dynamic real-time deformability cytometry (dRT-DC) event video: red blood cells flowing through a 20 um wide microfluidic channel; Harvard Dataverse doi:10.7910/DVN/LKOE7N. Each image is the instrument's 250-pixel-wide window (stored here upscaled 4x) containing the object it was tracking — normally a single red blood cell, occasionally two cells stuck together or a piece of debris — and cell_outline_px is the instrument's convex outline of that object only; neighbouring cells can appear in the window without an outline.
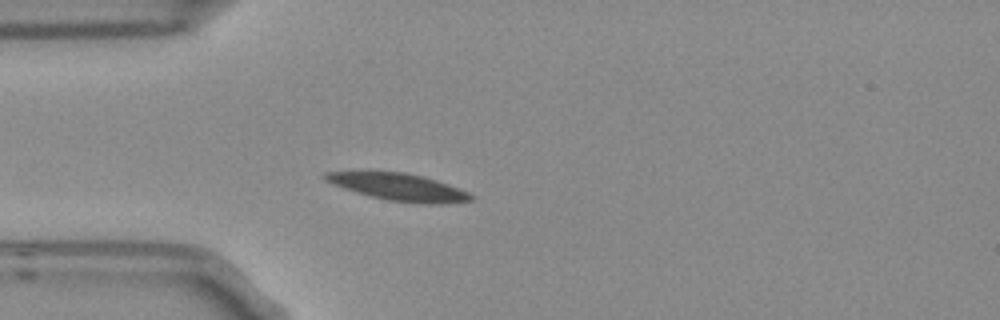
{"species": "Egyptian fruit bat (a non-hibernating species)", "species_latin": "Rousettus aegyptiacus", "temperature_condition": "room temperature", "stored_images_in_passage": 2, "camera_frame_rate_fps": 3000, "um_per_image_px": 0.085, "frame": {"image": 1, "passage_image": 2, "time_ms": 0.333, "image_size_px": [1000, 320], "cell_outline_px": [[476, 196], [472, 200], [444, 204], [420, 204], [388, 200], [356, 192], [332, 184], [324, 180], [320, 176], [324, 172], [404, 172], [436, 180], [448, 184], [468, 192]], "centroid_in_image_um": [33.9, 15.91], "position_along_channel_um": 51.1, "area_um2": 22.95}}